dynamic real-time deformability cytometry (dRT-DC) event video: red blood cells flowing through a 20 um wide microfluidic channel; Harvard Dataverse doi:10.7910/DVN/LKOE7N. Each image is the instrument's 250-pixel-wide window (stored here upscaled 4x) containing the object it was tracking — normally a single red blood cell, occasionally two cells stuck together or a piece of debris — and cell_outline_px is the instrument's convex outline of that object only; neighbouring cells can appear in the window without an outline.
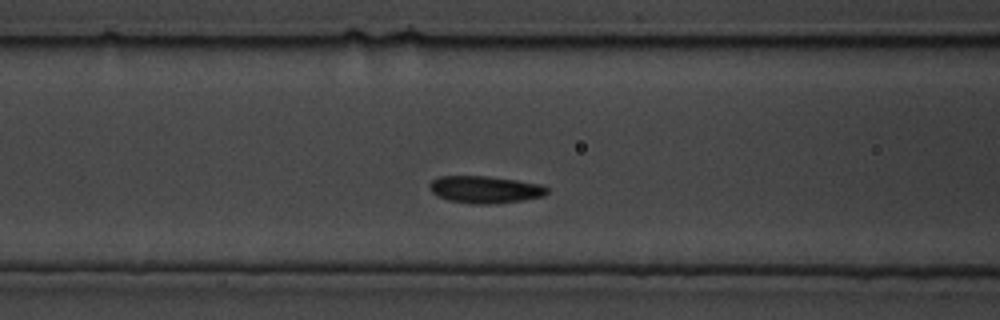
{"species": "common noctule bat (a hibernating species)", "species_latin": "Nyctalus noctula", "temperature_condition": "cold", "stored_images_in_passage": 11, "camera_frame_rate_fps": 3000, "um_per_image_px": 0.085, "animal": {"sex": "male", "body_mass_g": 19.5, "forearm_length_mm": 54.6}, "frame": {"image": 1, "passage_image": 4, "time_ms": 1.0, "image_size_px": [1000, 320], "cell_outline_px": [[548, 192], [544, 196], [524, 200], [496, 204], [476, 204], [448, 200], [436, 196], [432, 192], [428, 184], [432, 180], [440, 176], [488, 176], [516, 180], [540, 184], [548, 188]], "centroid_in_image_um": [41.23, 16.11], "position_along_channel_um": 125.4, "area_um2": 18.73}}
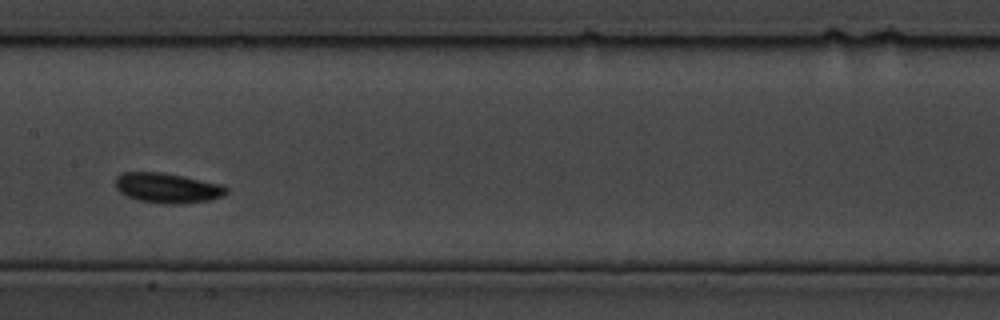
{"frame": {"image": 2, "passage_image": 7, "time_ms": 2.0, "image_size_px": [1000, 320], "cell_outline_px": [[228, 192], [220, 196], [208, 200], [180, 204], [164, 204], [136, 200], [120, 192], [116, 188], [116, 176], [124, 172], [160, 172], [184, 176], [220, 184], [228, 188]], "centroid_in_image_um": [14.2, 15.98], "position_along_channel_um": 193.2, "area_um2": 19.31}}
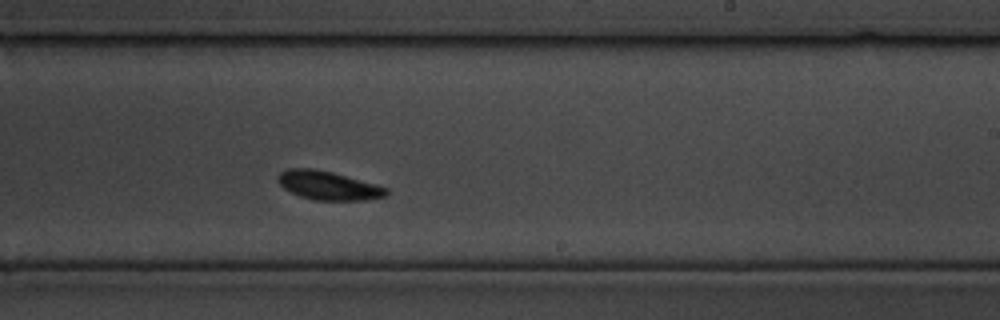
{"frame": {"image": 3, "passage_image": 10, "time_ms": 3.0, "image_size_px": [1000, 320], "cell_outline_px": [[388, 196], [364, 200], [316, 200], [300, 196], [284, 188], [276, 180], [276, 176], [280, 172], [288, 168], [312, 168], [332, 172], [376, 184], [388, 188]], "centroid_in_image_um": [27.9, 15.76], "position_along_channel_um": 261.1, "area_um2": 18.15}}